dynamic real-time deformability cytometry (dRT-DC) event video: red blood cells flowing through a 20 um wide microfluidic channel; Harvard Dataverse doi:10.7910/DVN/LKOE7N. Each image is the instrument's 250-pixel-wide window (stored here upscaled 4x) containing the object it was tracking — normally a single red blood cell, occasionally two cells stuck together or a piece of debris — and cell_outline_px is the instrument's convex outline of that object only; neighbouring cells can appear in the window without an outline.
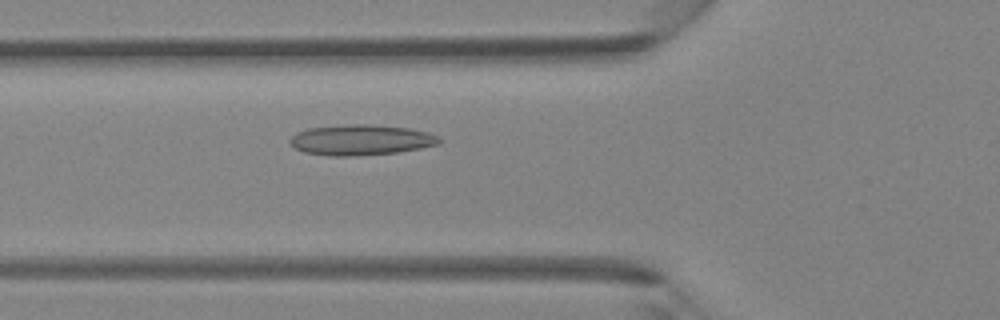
{"species": "Egyptian fruit bat (a non-hibernating species)", "species_latin": "Rousettus aegyptiacus", "temperature_condition": "room temperature", "stored_images_in_passage": 30, "camera_frame_rate_fps": 3000, "um_per_image_px": 0.085, "animal": {"sex": "female"}, "frame": {"image": 1, "passage_image": 6, "time_ms": 1.667, "image_size_px": [1000, 320], "cell_outline_px": [[440, 144], [420, 148], [396, 152], [352, 156], [328, 156], [304, 152], [296, 148], [288, 140], [296, 132], [308, 128], [352, 124], [364, 124], [408, 128], [428, 132], [440, 136]], "centroid_in_image_um": [30.68, 11.89], "position_along_channel_um": 95.1, "area_um2": 26.41}}
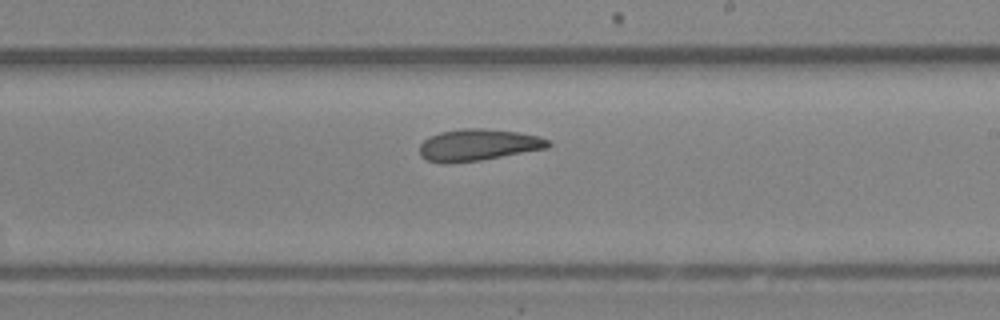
{"frame": {"image": 2, "passage_image": 16, "time_ms": 5.0, "image_size_px": [1000, 320], "cell_outline_px": [[552, 144], [548, 148], [480, 160], [448, 164], [444, 164], [428, 160], [420, 156], [420, 144], [428, 136], [440, 132], [460, 128], [484, 128], [516, 132], [540, 136], [552, 140]], "centroid_in_image_um": [40.65, 12.31], "position_along_channel_um": 248.4, "area_um2": 23.99}}
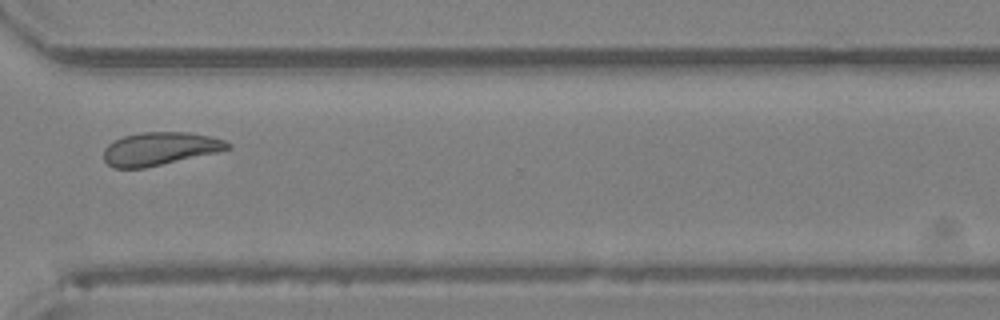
{"frame": {"image": 3, "passage_image": 23, "time_ms": 7.333, "image_size_px": [1000, 320], "cell_outline_px": [[232, 148], [216, 152], [144, 168], [112, 168], [104, 160], [104, 148], [108, 144], [124, 136], [140, 132], [188, 132], [208, 136], [224, 140], [232, 144]], "centroid_in_image_um": [13.57, 12.64], "position_along_channel_um": 357.0, "area_um2": 23.7}}